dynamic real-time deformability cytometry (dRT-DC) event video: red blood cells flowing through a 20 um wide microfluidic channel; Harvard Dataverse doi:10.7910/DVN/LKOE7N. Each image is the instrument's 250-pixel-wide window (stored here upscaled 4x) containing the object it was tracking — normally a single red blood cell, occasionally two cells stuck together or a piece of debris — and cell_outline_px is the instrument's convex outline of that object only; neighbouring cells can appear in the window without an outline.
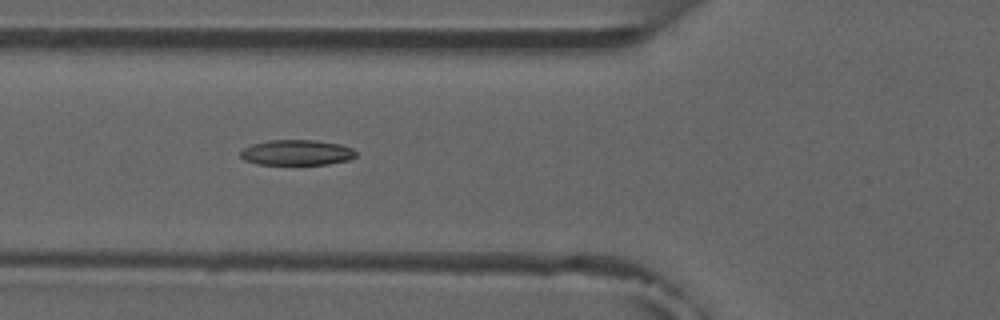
{"species": "common noctule bat (a hibernating species)", "species_latin": "Nyctalus noctula", "temperature_condition": "room temperature", "stored_images_in_passage": 6, "camera_frame_rate_fps": 3000, "um_per_image_px": 0.085, "animal": {"sex": "male", "forearm_length_mm": 52.5}, "frame": {"image": 1, "passage_image": 6, "time_ms": 5.667, "image_size_px": [1000, 320], "cell_outline_px": [[356, 156], [348, 160], [328, 164], [256, 164], [244, 160], [240, 156], [240, 152], [244, 148], [252, 144], [268, 140], [316, 140], [340, 144], [352, 148], [356, 152]], "centroid_in_image_um": [25.21, 12.96], "position_along_channel_um": 100.6, "area_um2": 17.11}}